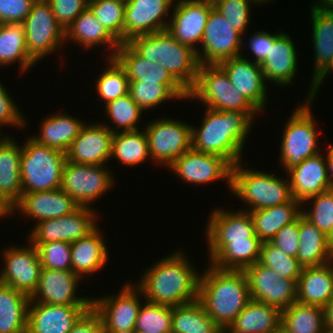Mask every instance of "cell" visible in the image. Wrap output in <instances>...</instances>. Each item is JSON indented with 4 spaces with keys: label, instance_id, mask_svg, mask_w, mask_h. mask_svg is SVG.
Here are the masks:
<instances>
[{
    "label": "cell",
    "instance_id": "1",
    "mask_svg": "<svg viewBox=\"0 0 333 333\" xmlns=\"http://www.w3.org/2000/svg\"><path fill=\"white\" fill-rule=\"evenodd\" d=\"M189 261L179 250L147 268L135 284L142 291L143 300L169 307L197 301L201 274Z\"/></svg>",
    "mask_w": 333,
    "mask_h": 333
},
{
    "label": "cell",
    "instance_id": "2",
    "mask_svg": "<svg viewBox=\"0 0 333 333\" xmlns=\"http://www.w3.org/2000/svg\"><path fill=\"white\" fill-rule=\"evenodd\" d=\"M205 109L200 128L192 125V148L219 155L232 166L243 161L241 155L254 118L240 111Z\"/></svg>",
    "mask_w": 333,
    "mask_h": 333
},
{
    "label": "cell",
    "instance_id": "3",
    "mask_svg": "<svg viewBox=\"0 0 333 333\" xmlns=\"http://www.w3.org/2000/svg\"><path fill=\"white\" fill-rule=\"evenodd\" d=\"M200 273L198 301L219 328H228L252 300L244 270L208 264Z\"/></svg>",
    "mask_w": 333,
    "mask_h": 333
},
{
    "label": "cell",
    "instance_id": "4",
    "mask_svg": "<svg viewBox=\"0 0 333 333\" xmlns=\"http://www.w3.org/2000/svg\"><path fill=\"white\" fill-rule=\"evenodd\" d=\"M126 43L142 58L158 62L188 92L196 84L200 66L196 51L168 31L135 36Z\"/></svg>",
    "mask_w": 333,
    "mask_h": 333
},
{
    "label": "cell",
    "instance_id": "5",
    "mask_svg": "<svg viewBox=\"0 0 333 333\" xmlns=\"http://www.w3.org/2000/svg\"><path fill=\"white\" fill-rule=\"evenodd\" d=\"M243 166V161L232 166L230 192L249 205L250 210L246 208L245 211L268 208L293 199L287 176L283 178Z\"/></svg>",
    "mask_w": 333,
    "mask_h": 333
},
{
    "label": "cell",
    "instance_id": "6",
    "mask_svg": "<svg viewBox=\"0 0 333 333\" xmlns=\"http://www.w3.org/2000/svg\"><path fill=\"white\" fill-rule=\"evenodd\" d=\"M66 161L65 152L28 137L22 145L20 158L22 194L60 189Z\"/></svg>",
    "mask_w": 333,
    "mask_h": 333
},
{
    "label": "cell",
    "instance_id": "7",
    "mask_svg": "<svg viewBox=\"0 0 333 333\" xmlns=\"http://www.w3.org/2000/svg\"><path fill=\"white\" fill-rule=\"evenodd\" d=\"M190 101L197 100L217 111L230 110L249 113L253 118L259 111L232 86L219 65H200L196 84L189 91Z\"/></svg>",
    "mask_w": 333,
    "mask_h": 333
},
{
    "label": "cell",
    "instance_id": "8",
    "mask_svg": "<svg viewBox=\"0 0 333 333\" xmlns=\"http://www.w3.org/2000/svg\"><path fill=\"white\" fill-rule=\"evenodd\" d=\"M311 103L312 100H305L296 107L283 127L279 159L286 172L321 151L318 149L319 132L317 133L315 118L310 109Z\"/></svg>",
    "mask_w": 333,
    "mask_h": 333
},
{
    "label": "cell",
    "instance_id": "9",
    "mask_svg": "<svg viewBox=\"0 0 333 333\" xmlns=\"http://www.w3.org/2000/svg\"><path fill=\"white\" fill-rule=\"evenodd\" d=\"M28 55L37 63L65 43V30L57 22L46 0H36L22 22Z\"/></svg>",
    "mask_w": 333,
    "mask_h": 333
},
{
    "label": "cell",
    "instance_id": "10",
    "mask_svg": "<svg viewBox=\"0 0 333 333\" xmlns=\"http://www.w3.org/2000/svg\"><path fill=\"white\" fill-rule=\"evenodd\" d=\"M150 158L168 168L192 148V124L168 118L150 121L145 128Z\"/></svg>",
    "mask_w": 333,
    "mask_h": 333
},
{
    "label": "cell",
    "instance_id": "11",
    "mask_svg": "<svg viewBox=\"0 0 333 333\" xmlns=\"http://www.w3.org/2000/svg\"><path fill=\"white\" fill-rule=\"evenodd\" d=\"M142 297L134 283L126 282L115 295L93 297L91 307L100 317L105 333H134Z\"/></svg>",
    "mask_w": 333,
    "mask_h": 333
},
{
    "label": "cell",
    "instance_id": "12",
    "mask_svg": "<svg viewBox=\"0 0 333 333\" xmlns=\"http://www.w3.org/2000/svg\"><path fill=\"white\" fill-rule=\"evenodd\" d=\"M108 169V165H85L66 161L61 189L81 207L92 208L91 204L116 184L112 171Z\"/></svg>",
    "mask_w": 333,
    "mask_h": 333
},
{
    "label": "cell",
    "instance_id": "13",
    "mask_svg": "<svg viewBox=\"0 0 333 333\" xmlns=\"http://www.w3.org/2000/svg\"><path fill=\"white\" fill-rule=\"evenodd\" d=\"M215 8L209 14L201 42L196 52L200 65H219L242 53L243 38Z\"/></svg>",
    "mask_w": 333,
    "mask_h": 333
},
{
    "label": "cell",
    "instance_id": "14",
    "mask_svg": "<svg viewBox=\"0 0 333 333\" xmlns=\"http://www.w3.org/2000/svg\"><path fill=\"white\" fill-rule=\"evenodd\" d=\"M97 214L90 207H80L68 215L37 222L34 228L31 229L29 236H27V241L30 243L51 241L72 243L89 235L98 227L97 219L99 215Z\"/></svg>",
    "mask_w": 333,
    "mask_h": 333
},
{
    "label": "cell",
    "instance_id": "15",
    "mask_svg": "<svg viewBox=\"0 0 333 333\" xmlns=\"http://www.w3.org/2000/svg\"><path fill=\"white\" fill-rule=\"evenodd\" d=\"M28 243L27 247L8 246L2 252L0 283L31 297L38 287L42 266L37 248Z\"/></svg>",
    "mask_w": 333,
    "mask_h": 333
},
{
    "label": "cell",
    "instance_id": "16",
    "mask_svg": "<svg viewBox=\"0 0 333 333\" xmlns=\"http://www.w3.org/2000/svg\"><path fill=\"white\" fill-rule=\"evenodd\" d=\"M213 8V0H177L166 31L181 44L197 52Z\"/></svg>",
    "mask_w": 333,
    "mask_h": 333
},
{
    "label": "cell",
    "instance_id": "17",
    "mask_svg": "<svg viewBox=\"0 0 333 333\" xmlns=\"http://www.w3.org/2000/svg\"><path fill=\"white\" fill-rule=\"evenodd\" d=\"M251 299L275 306L281 311L297 301V283L280 277L274 270L259 262L244 270Z\"/></svg>",
    "mask_w": 333,
    "mask_h": 333
},
{
    "label": "cell",
    "instance_id": "18",
    "mask_svg": "<svg viewBox=\"0 0 333 333\" xmlns=\"http://www.w3.org/2000/svg\"><path fill=\"white\" fill-rule=\"evenodd\" d=\"M184 183L209 184L224 180L231 190L232 165L223 157L193 148L183 153L169 167Z\"/></svg>",
    "mask_w": 333,
    "mask_h": 333
},
{
    "label": "cell",
    "instance_id": "19",
    "mask_svg": "<svg viewBox=\"0 0 333 333\" xmlns=\"http://www.w3.org/2000/svg\"><path fill=\"white\" fill-rule=\"evenodd\" d=\"M81 277L73 271L42 268L39 284L30 299L50 305L91 306L92 298L77 294Z\"/></svg>",
    "mask_w": 333,
    "mask_h": 333
},
{
    "label": "cell",
    "instance_id": "20",
    "mask_svg": "<svg viewBox=\"0 0 333 333\" xmlns=\"http://www.w3.org/2000/svg\"><path fill=\"white\" fill-rule=\"evenodd\" d=\"M176 0H129L125 3L124 43L139 35L167 29L170 8ZM166 18V19H165Z\"/></svg>",
    "mask_w": 333,
    "mask_h": 333
},
{
    "label": "cell",
    "instance_id": "21",
    "mask_svg": "<svg viewBox=\"0 0 333 333\" xmlns=\"http://www.w3.org/2000/svg\"><path fill=\"white\" fill-rule=\"evenodd\" d=\"M240 54L238 57L225 60L219 66L228 75L231 84L259 112L266 109L268 100L267 82L260 64Z\"/></svg>",
    "mask_w": 333,
    "mask_h": 333
},
{
    "label": "cell",
    "instance_id": "22",
    "mask_svg": "<svg viewBox=\"0 0 333 333\" xmlns=\"http://www.w3.org/2000/svg\"><path fill=\"white\" fill-rule=\"evenodd\" d=\"M113 132L103 123L85 124L65 152L67 161L106 165L111 157Z\"/></svg>",
    "mask_w": 333,
    "mask_h": 333
},
{
    "label": "cell",
    "instance_id": "23",
    "mask_svg": "<svg viewBox=\"0 0 333 333\" xmlns=\"http://www.w3.org/2000/svg\"><path fill=\"white\" fill-rule=\"evenodd\" d=\"M113 58L125 70L129 82L164 84L180 101L189 98V92L165 68L142 58L127 43H120Z\"/></svg>",
    "mask_w": 333,
    "mask_h": 333
},
{
    "label": "cell",
    "instance_id": "24",
    "mask_svg": "<svg viewBox=\"0 0 333 333\" xmlns=\"http://www.w3.org/2000/svg\"><path fill=\"white\" fill-rule=\"evenodd\" d=\"M90 308L91 306L50 305L30 299L27 333H69Z\"/></svg>",
    "mask_w": 333,
    "mask_h": 333
},
{
    "label": "cell",
    "instance_id": "25",
    "mask_svg": "<svg viewBox=\"0 0 333 333\" xmlns=\"http://www.w3.org/2000/svg\"><path fill=\"white\" fill-rule=\"evenodd\" d=\"M205 227L206 242L260 241L249 211L215 209Z\"/></svg>",
    "mask_w": 333,
    "mask_h": 333
},
{
    "label": "cell",
    "instance_id": "26",
    "mask_svg": "<svg viewBox=\"0 0 333 333\" xmlns=\"http://www.w3.org/2000/svg\"><path fill=\"white\" fill-rule=\"evenodd\" d=\"M81 206L61 188L51 191L22 194L13 206V212L20 211L36 222L59 218L75 212Z\"/></svg>",
    "mask_w": 333,
    "mask_h": 333
},
{
    "label": "cell",
    "instance_id": "27",
    "mask_svg": "<svg viewBox=\"0 0 333 333\" xmlns=\"http://www.w3.org/2000/svg\"><path fill=\"white\" fill-rule=\"evenodd\" d=\"M286 173L292 196L301 204L310 197L332 189L327 174L326 157L321 152L306 158Z\"/></svg>",
    "mask_w": 333,
    "mask_h": 333
},
{
    "label": "cell",
    "instance_id": "28",
    "mask_svg": "<svg viewBox=\"0 0 333 333\" xmlns=\"http://www.w3.org/2000/svg\"><path fill=\"white\" fill-rule=\"evenodd\" d=\"M294 40L281 32L275 39L267 58L260 64L267 82L277 86L293 84L298 71V59Z\"/></svg>",
    "mask_w": 333,
    "mask_h": 333
},
{
    "label": "cell",
    "instance_id": "29",
    "mask_svg": "<svg viewBox=\"0 0 333 333\" xmlns=\"http://www.w3.org/2000/svg\"><path fill=\"white\" fill-rule=\"evenodd\" d=\"M79 44V47L89 50L91 48L103 45L108 47L109 55L105 59L113 58L120 43L105 29L98 21L92 11L87 8L84 10L66 29H65V44L66 41ZM106 45V46H105Z\"/></svg>",
    "mask_w": 333,
    "mask_h": 333
},
{
    "label": "cell",
    "instance_id": "30",
    "mask_svg": "<svg viewBox=\"0 0 333 333\" xmlns=\"http://www.w3.org/2000/svg\"><path fill=\"white\" fill-rule=\"evenodd\" d=\"M209 262L225 270H245L260 258L261 241L206 242Z\"/></svg>",
    "mask_w": 333,
    "mask_h": 333
},
{
    "label": "cell",
    "instance_id": "31",
    "mask_svg": "<svg viewBox=\"0 0 333 333\" xmlns=\"http://www.w3.org/2000/svg\"><path fill=\"white\" fill-rule=\"evenodd\" d=\"M333 298V261L305 267L297 280V302L324 307Z\"/></svg>",
    "mask_w": 333,
    "mask_h": 333
},
{
    "label": "cell",
    "instance_id": "32",
    "mask_svg": "<svg viewBox=\"0 0 333 333\" xmlns=\"http://www.w3.org/2000/svg\"><path fill=\"white\" fill-rule=\"evenodd\" d=\"M98 226L89 235L71 243L72 271L82 279L104 268L109 254L108 247Z\"/></svg>",
    "mask_w": 333,
    "mask_h": 333
},
{
    "label": "cell",
    "instance_id": "33",
    "mask_svg": "<svg viewBox=\"0 0 333 333\" xmlns=\"http://www.w3.org/2000/svg\"><path fill=\"white\" fill-rule=\"evenodd\" d=\"M4 137V138H3ZM0 139V195L14 206L22 196L20 158L22 146L14 137Z\"/></svg>",
    "mask_w": 333,
    "mask_h": 333
},
{
    "label": "cell",
    "instance_id": "34",
    "mask_svg": "<svg viewBox=\"0 0 333 333\" xmlns=\"http://www.w3.org/2000/svg\"><path fill=\"white\" fill-rule=\"evenodd\" d=\"M281 328V310L251 300L228 326V333H275Z\"/></svg>",
    "mask_w": 333,
    "mask_h": 333
},
{
    "label": "cell",
    "instance_id": "35",
    "mask_svg": "<svg viewBox=\"0 0 333 333\" xmlns=\"http://www.w3.org/2000/svg\"><path fill=\"white\" fill-rule=\"evenodd\" d=\"M40 132L30 137L49 148L66 152L73 140L86 124L77 117L64 113H53L41 122Z\"/></svg>",
    "mask_w": 333,
    "mask_h": 333
},
{
    "label": "cell",
    "instance_id": "36",
    "mask_svg": "<svg viewBox=\"0 0 333 333\" xmlns=\"http://www.w3.org/2000/svg\"><path fill=\"white\" fill-rule=\"evenodd\" d=\"M302 204L296 199L276 206L249 211L254 223L255 234L262 243L270 242L287 224L302 214Z\"/></svg>",
    "mask_w": 333,
    "mask_h": 333
},
{
    "label": "cell",
    "instance_id": "37",
    "mask_svg": "<svg viewBox=\"0 0 333 333\" xmlns=\"http://www.w3.org/2000/svg\"><path fill=\"white\" fill-rule=\"evenodd\" d=\"M296 258L303 268L333 261L327 235L302 214L299 216V248Z\"/></svg>",
    "mask_w": 333,
    "mask_h": 333
},
{
    "label": "cell",
    "instance_id": "38",
    "mask_svg": "<svg viewBox=\"0 0 333 333\" xmlns=\"http://www.w3.org/2000/svg\"><path fill=\"white\" fill-rule=\"evenodd\" d=\"M30 297L0 283V333H27Z\"/></svg>",
    "mask_w": 333,
    "mask_h": 333
},
{
    "label": "cell",
    "instance_id": "39",
    "mask_svg": "<svg viewBox=\"0 0 333 333\" xmlns=\"http://www.w3.org/2000/svg\"><path fill=\"white\" fill-rule=\"evenodd\" d=\"M314 57V79L333 58V11L310 8Z\"/></svg>",
    "mask_w": 333,
    "mask_h": 333
},
{
    "label": "cell",
    "instance_id": "40",
    "mask_svg": "<svg viewBox=\"0 0 333 333\" xmlns=\"http://www.w3.org/2000/svg\"><path fill=\"white\" fill-rule=\"evenodd\" d=\"M16 62L21 73L37 64L28 55L24 26L22 23L0 24V66Z\"/></svg>",
    "mask_w": 333,
    "mask_h": 333
},
{
    "label": "cell",
    "instance_id": "41",
    "mask_svg": "<svg viewBox=\"0 0 333 333\" xmlns=\"http://www.w3.org/2000/svg\"><path fill=\"white\" fill-rule=\"evenodd\" d=\"M281 329L286 333H327L324 310L296 301L281 311Z\"/></svg>",
    "mask_w": 333,
    "mask_h": 333
},
{
    "label": "cell",
    "instance_id": "42",
    "mask_svg": "<svg viewBox=\"0 0 333 333\" xmlns=\"http://www.w3.org/2000/svg\"><path fill=\"white\" fill-rule=\"evenodd\" d=\"M113 158L130 167L143 164L148 159L151 160L145 130L115 132L112 138L110 160Z\"/></svg>",
    "mask_w": 333,
    "mask_h": 333
},
{
    "label": "cell",
    "instance_id": "43",
    "mask_svg": "<svg viewBox=\"0 0 333 333\" xmlns=\"http://www.w3.org/2000/svg\"><path fill=\"white\" fill-rule=\"evenodd\" d=\"M218 328L198 300L172 307L171 333H214Z\"/></svg>",
    "mask_w": 333,
    "mask_h": 333
},
{
    "label": "cell",
    "instance_id": "44",
    "mask_svg": "<svg viewBox=\"0 0 333 333\" xmlns=\"http://www.w3.org/2000/svg\"><path fill=\"white\" fill-rule=\"evenodd\" d=\"M105 113L107 119H110L112 125L116 127H109L110 125L105 124L113 133L119 132H128V131H137L139 121L143 114L141 107L131 98L130 94L127 93L124 96L118 97L116 100H112L106 104Z\"/></svg>",
    "mask_w": 333,
    "mask_h": 333
},
{
    "label": "cell",
    "instance_id": "45",
    "mask_svg": "<svg viewBox=\"0 0 333 333\" xmlns=\"http://www.w3.org/2000/svg\"><path fill=\"white\" fill-rule=\"evenodd\" d=\"M88 8L119 43H124L125 2L89 0Z\"/></svg>",
    "mask_w": 333,
    "mask_h": 333
},
{
    "label": "cell",
    "instance_id": "46",
    "mask_svg": "<svg viewBox=\"0 0 333 333\" xmlns=\"http://www.w3.org/2000/svg\"><path fill=\"white\" fill-rule=\"evenodd\" d=\"M108 67L101 72L96 80L98 96L104 104L124 96L129 91V80L125 70L114 58H108Z\"/></svg>",
    "mask_w": 333,
    "mask_h": 333
},
{
    "label": "cell",
    "instance_id": "47",
    "mask_svg": "<svg viewBox=\"0 0 333 333\" xmlns=\"http://www.w3.org/2000/svg\"><path fill=\"white\" fill-rule=\"evenodd\" d=\"M172 307L145 300L136 321L134 333H171Z\"/></svg>",
    "mask_w": 333,
    "mask_h": 333
},
{
    "label": "cell",
    "instance_id": "48",
    "mask_svg": "<svg viewBox=\"0 0 333 333\" xmlns=\"http://www.w3.org/2000/svg\"><path fill=\"white\" fill-rule=\"evenodd\" d=\"M258 262L274 270L280 277L294 280L296 283L303 269L297 258L287 256L271 242L261 244Z\"/></svg>",
    "mask_w": 333,
    "mask_h": 333
},
{
    "label": "cell",
    "instance_id": "49",
    "mask_svg": "<svg viewBox=\"0 0 333 333\" xmlns=\"http://www.w3.org/2000/svg\"><path fill=\"white\" fill-rule=\"evenodd\" d=\"M128 93L143 111L153 109L167 100H179L167 86L156 82H129Z\"/></svg>",
    "mask_w": 333,
    "mask_h": 333
},
{
    "label": "cell",
    "instance_id": "50",
    "mask_svg": "<svg viewBox=\"0 0 333 333\" xmlns=\"http://www.w3.org/2000/svg\"><path fill=\"white\" fill-rule=\"evenodd\" d=\"M308 202L313 205L305 210L303 205ZM302 215L328 235L333 228V188L308 198L302 204Z\"/></svg>",
    "mask_w": 333,
    "mask_h": 333
},
{
    "label": "cell",
    "instance_id": "51",
    "mask_svg": "<svg viewBox=\"0 0 333 333\" xmlns=\"http://www.w3.org/2000/svg\"><path fill=\"white\" fill-rule=\"evenodd\" d=\"M31 244L38 250L42 268L72 271L71 243L51 241Z\"/></svg>",
    "mask_w": 333,
    "mask_h": 333
},
{
    "label": "cell",
    "instance_id": "52",
    "mask_svg": "<svg viewBox=\"0 0 333 333\" xmlns=\"http://www.w3.org/2000/svg\"><path fill=\"white\" fill-rule=\"evenodd\" d=\"M214 8L226 18L232 28L245 36L250 23L251 0H213ZM251 5V6H250Z\"/></svg>",
    "mask_w": 333,
    "mask_h": 333
},
{
    "label": "cell",
    "instance_id": "53",
    "mask_svg": "<svg viewBox=\"0 0 333 333\" xmlns=\"http://www.w3.org/2000/svg\"><path fill=\"white\" fill-rule=\"evenodd\" d=\"M55 15L57 22L65 30L84 10L89 0H46Z\"/></svg>",
    "mask_w": 333,
    "mask_h": 333
},
{
    "label": "cell",
    "instance_id": "54",
    "mask_svg": "<svg viewBox=\"0 0 333 333\" xmlns=\"http://www.w3.org/2000/svg\"><path fill=\"white\" fill-rule=\"evenodd\" d=\"M6 90L0 82V129H3V126H14L18 129L25 128L27 119L21 114L18 105L16 106V102Z\"/></svg>",
    "mask_w": 333,
    "mask_h": 333
},
{
    "label": "cell",
    "instance_id": "55",
    "mask_svg": "<svg viewBox=\"0 0 333 333\" xmlns=\"http://www.w3.org/2000/svg\"><path fill=\"white\" fill-rule=\"evenodd\" d=\"M36 0H0V24L22 23Z\"/></svg>",
    "mask_w": 333,
    "mask_h": 333
},
{
    "label": "cell",
    "instance_id": "56",
    "mask_svg": "<svg viewBox=\"0 0 333 333\" xmlns=\"http://www.w3.org/2000/svg\"><path fill=\"white\" fill-rule=\"evenodd\" d=\"M270 242L287 256L296 258L299 248V217L285 225Z\"/></svg>",
    "mask_w": 333,
    "mask_h": 333
},
{
    "label": "cell",
    "instance_id": "57",
    "mask_svg": "<svg viewBox=\"0 0 333 333\" xmlns=\"http://www.w3.org/2000/svg\"><path fill=\"white\" fill-rule=\"evenodd\" d=\"M281 32H276L274 34L269 33L268 31L259 30L252 34L249 38V43L247 44L252 52L251 58H253V62L257 64H261L268 56L270 45H273L274 39Z\"/></svg>",
    "mask_w": 333,
    "mask_h": 333
},
{
    "label": "cell",
    "instance_id": "58",
    "mask_svg": "<svg viewBox=\"0 0 333 333\" xmlns=\"http://www.w3.org/2000/svg\"><path fill=\"white\" fill-rule=\"evenodd\" d=\"M69 333H105L98 314L91 307L73 325Z\"/></svg>",
    "mask_w": 333,
    "mask_h": 333
},
{
    "label": "cell",
    "instance_id": "59",
    "mask_svg": "<svg viewBox=\"0 0 333 333\" xmlns=\"http://www.w3.org/2000/svg\"><path fill=\"white\" fill-rule=\"evenodd\" d=\"M331 72L333 73V58L314 79H311L306 100L314 101V98L317 97L316 93L319 92L318 90H320V87L322 86L321 84H323L329 74H332Z\"/></svg>",
    "mask_w": 333,
    "mask_h": 333
},
{
    "label": "cell",
    "instance_id": "60",
    "mask_svg": "<svg viewBox=\"0 0 333 333\" xmlns=\"http://www.w3.org/2000/svg\"><path fill=\"white\" fill-rule=\"evenodd\" d=\"M327 333H333V298L323 307Z\"/></svg>",
    "mask_w": 333,
    "mask_h": 333
},
{
    "label": "cell",
    "instance_id": "61",
    "mask_svg": "<svg viewBox=\"0 0 333 333\" xmlns=\"http://www.w3.org/2000/svg\"><path fill=\"white\" fill-rule=\"evenodd\" d=\"M328 149L325 151L326 165H327V174L333 188V145L327 144Z\"/></svg>",
    "mask_w": 333,
    "mask_h": 333
},
{
    "label": "cell",
    "instance_id": "62",
    "mask_svg": "<svg viewBox=\"0 0 333 333\" xmlns=\"http://www.w3.org/2000/svg\"><path fill=\"white\" fill-rule=\"evenodd\" d=\"M12 213H14L13 206L0 195V219L11 216Z\"/></svg>",
    "mask_w": 333,
    "mask_h": 333
},
{
    "label": "cell",
    "instance_id": "63",
    "mask_svg": "<svg viewBox=\"0 0 333 333\" xmlns=\"http://www.w3.org/2000/svg\"><path fill=\"white\" fill-rule=\"evenodd\" d=\"M312 8L326 10V11H333V0H315L312 2Z\"/></svg>",
    "mask_w": 333,
    "mask_h": 333
},
{
    "label": "cell",
    "instance_id": "64",
    "mask_svg": "<svg viewBox=\"0 0 333 333\" xmlns=\"http://www.w3.org/2000/svg\"><path fill=\"white\" fill-rule=\"evenodd\" d=\"M327 240H328V245H329V248L332 250L333 252V228L332 230L330 231V233L327 235Z\"/></svg>",
    "mask_w": 333,
    "mask_h": 333
},
{
    "label": "cell",
    "instance_id": "65",
    "mask_svg": "<svg viewBox=\"0 0 333 333\" xmlns=\"http://www.w3.org/2000/svg\"><path fill=\"white\" fill-rule=\"evenodd\" d=\"M254 4H255V6H256V4H257V6H258V4H266V3H270L272 0H251Z\"/></svg>",
    "mask_w": 333,
    "mask_h": 333
},
{
    "label": "cell",
    "instance_id": "66",
    "mask_svg": "<svg viewBox=\"0 0 333 333\" xmlns=\"http://www.w3.org/2000/svg\"><path fill=\"white\" fill-rule=\"evenodd\" d=\"M214 333H228L227 328H218Z\"/></svg>",
    "mask_w": 333,
    "mask_h": 333
},
{
    "label": "cell",
    "instance_id": "67",
    "mask_svg": "<svg viewBox=\"0 0 333 333\" xmlns=\"http://www.w3.org/2000/svg\"><path fill=\"white\" fill-rule=\"evenodd\" d=\"M275 333H286L285 331H283L281 328L277 331V332H275Z\"/></svg>",
    "mask_w": 333,
    "mask_h": 333
}]
</instances>
